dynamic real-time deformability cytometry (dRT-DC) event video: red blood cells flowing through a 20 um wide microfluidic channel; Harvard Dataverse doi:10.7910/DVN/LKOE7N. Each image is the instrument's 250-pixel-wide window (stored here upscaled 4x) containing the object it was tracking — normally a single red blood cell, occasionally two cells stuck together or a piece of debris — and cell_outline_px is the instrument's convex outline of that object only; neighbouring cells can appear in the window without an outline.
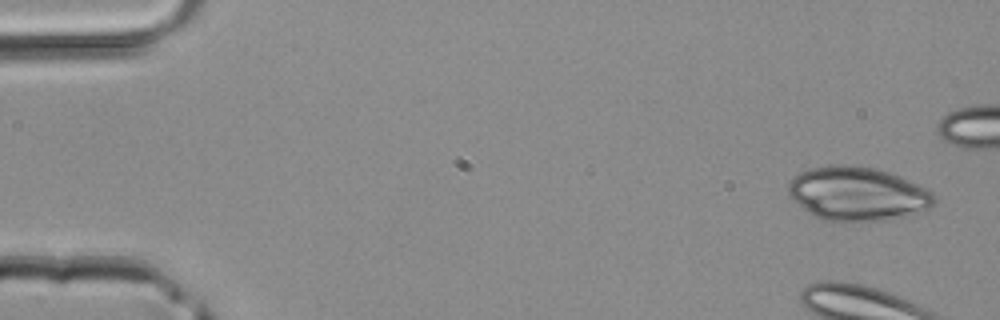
{"species": "common noctule bat (a hibernating species)", "species_latin": "Nyctalus noctula", "temperature_condition": "room temperature", "stored_images_in_passage": 4, "camera_frame_rate_fps": 3000, "um_per_image_px": 0.085, "animal": {"sex": "male", "body_mass_g": 20.4}, "frame": {"image": 1, "passage_image": 1, "time_ms": 0.0, "image_size_px": [1000, 320], "cell_outline_px": [[936, 200], [928, 208], [904, 216], [884, 220], [824, 220], [808, 212], [788, 192], [788, 184], [800, 172], [812, 168], [828, 164], [852, 164], [876, 168], [888, 172], [908, 180], [932, 192]], "centroid_in_image_um": [72.88, 16.44], "position_along_channel_um": 12.1, "area_um2": 44.91}}